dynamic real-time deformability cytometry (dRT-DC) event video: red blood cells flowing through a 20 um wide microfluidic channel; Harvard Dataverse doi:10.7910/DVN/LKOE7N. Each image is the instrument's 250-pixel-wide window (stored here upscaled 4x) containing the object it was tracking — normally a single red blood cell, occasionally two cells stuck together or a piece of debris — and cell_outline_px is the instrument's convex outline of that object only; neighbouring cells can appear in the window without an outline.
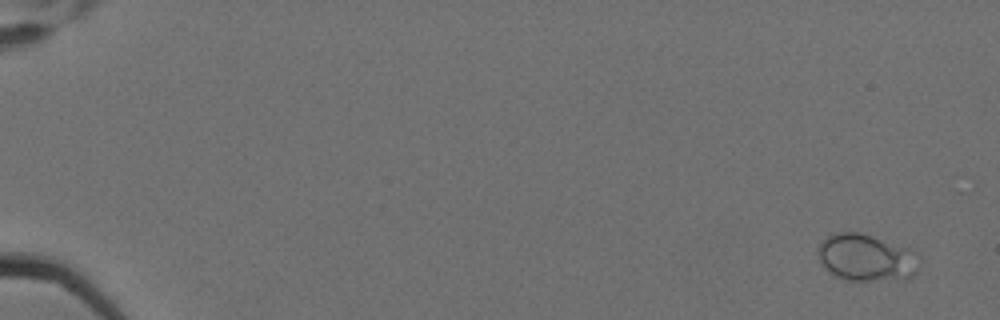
{"species": "Egyptian fruit bat (a non-hibernating species)", "species_latin": "Rousettus aegyptiacus", "temperature_condition": "cold", "stored_images_in_passage": 8, "camera_frame_rate_fps": 3000, "um_per_image_px": 0.085, "animal": {"sex": "female"}, "frame": {"image": 1, "passage_image": 1, "time_ms": 0.0, "image_size_px": [1000, 320], "cell_outline_px": [[916, 272], [912, 276], [904, 280], [848, 280], [836, 276], [820, 260], [816, 248], [828, 236], [836, 232], [856, 232], [872, 236], [908, 248]], "centroid_in_image_um": [73.54, 21.9], "position_along_channel_um": 11.5, "area_um2": 26.65}}